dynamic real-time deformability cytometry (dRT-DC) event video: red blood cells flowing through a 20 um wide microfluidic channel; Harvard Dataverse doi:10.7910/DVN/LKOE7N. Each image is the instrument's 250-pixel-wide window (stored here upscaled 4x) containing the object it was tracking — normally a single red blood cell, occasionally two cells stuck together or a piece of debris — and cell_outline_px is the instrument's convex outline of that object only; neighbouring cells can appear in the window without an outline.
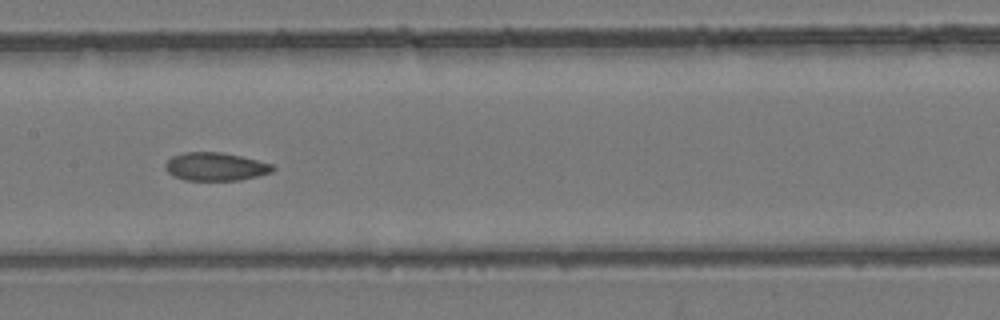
{"species": "common noctule bat (a hibernating species)", "species_latin": "Nyctalus noctula", "temperature_condition": "room temperature", "stored_images_in_passage": 14, "camera_frame_rate_fps": 3000, "um_per_image_px": 0.085, "animal": {"sex": "female", "body_mass_g": 24.6, "forearm_length_mm": 56.2}, "frame": {"image": 1, "passage_image": 12, "time_ms": 3.667, "image_size_px": [1000, 320], "cell_outline_px": [[276, 168], [272, 172], [240, 180], [184, 180], [168, 172], [164, 168], [164, 164], [172, 156], [184, 152], [220, 152], [240, 156], [272, 164]], "centroid_in_image_um": [18.3, 14.16], "position_along_channel_um": 189.1, "area_um2": 17.51}}